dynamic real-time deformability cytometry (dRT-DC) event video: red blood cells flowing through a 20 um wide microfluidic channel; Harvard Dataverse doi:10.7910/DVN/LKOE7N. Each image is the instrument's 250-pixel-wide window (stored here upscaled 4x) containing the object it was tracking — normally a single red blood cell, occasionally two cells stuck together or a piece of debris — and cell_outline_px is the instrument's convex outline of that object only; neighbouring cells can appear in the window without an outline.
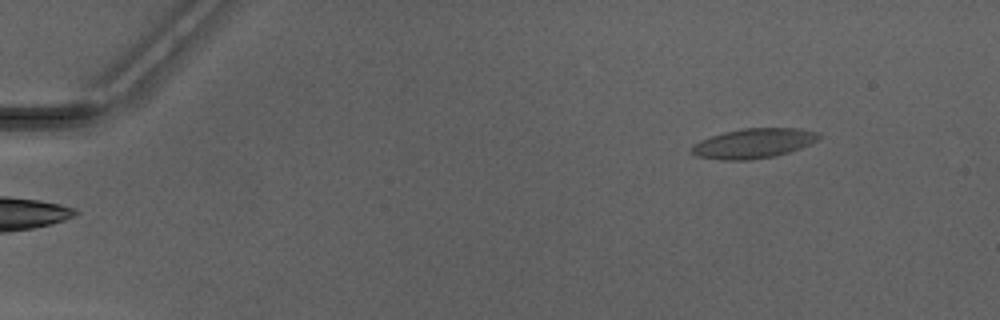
{"species": "Egyptian fruit bat (a non-hibernating species)", "species_latin": "Rousettus aegyptiacus", "temperature_condition": "warm", "stored_images_in_passage": 46, "camera_frame_rate_fps": 3000, "um_per_image_px": 0.085, "animal": {"sex": "male"}, "frame": {"image": 1, "passage_image": 1, "time_ms": 0.0, "image_size_px": [1000, 320], "cell_outline_px": [[820, 140], [812, 144], [776, 156], [748, 160], [720, 160], [696, 156], [688, 152], [688, 148], [700, 140], [724, 132], [744, 128], [796, 128], [820, 132]], "centroid_in_image_um": [64.04, 12.19], "position_along_channel_um": 21.0, "area_um2": 22.37}}
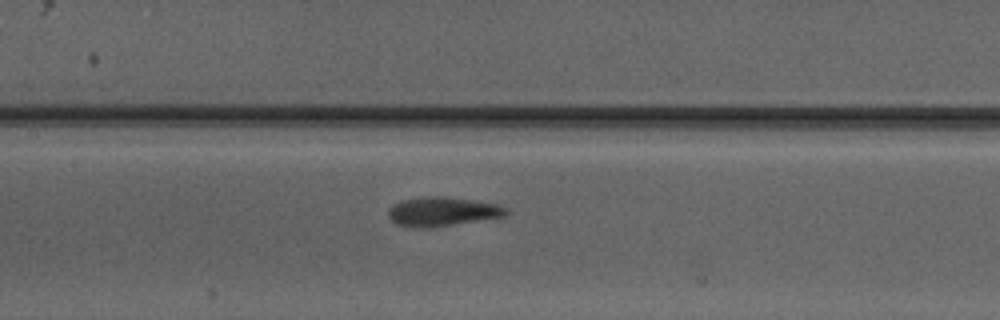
{"frame": {"image": 2, "passage_image": 20, "time_ms": 6.333, "image_size_px": [1000, 320], "cell_outline_px": [[508, 212], [504, 216], [428, 228], [416, 228], [396, 224], [388, 216], [388, 208], [392, 204], [400, 200], [420, 196], [444, 196], [500, 204], [508, 208]], "centroid_in_image_um": [37.55, 17.97], "position_along_channel_um": 169.8, "area_um2": 20.17}}
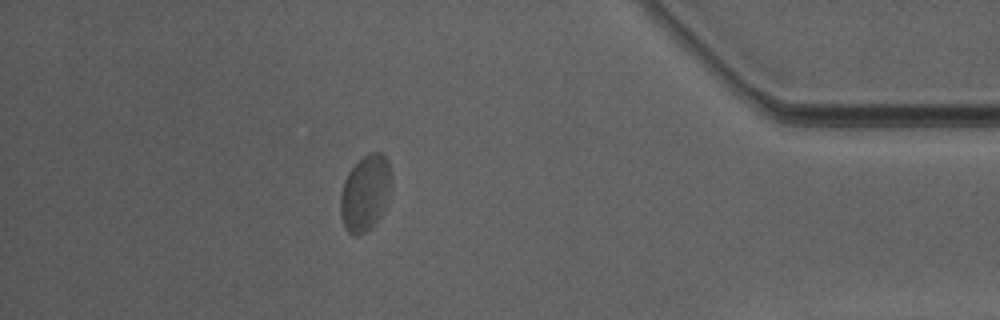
{"frame": {"image": 3, "passage_image": 40, "time_ms": 13.0, "image_size_px": [1000, 320], "cell_outline_px": [[388, 184], [384, 204], [380, 216], [372, 228], [356, 236], [348, 232], [344, 228], [340, 216], [340, 196], [344, 180], [348, 172], [368, 152], [380, 152], [388, 160]], "centroid_in_image_um": [30.96, 16.44], "position_along_channel_um": 404.2, "area_um2": 21.79}, "authors_computed_cell_mechanics": {"area_um2": 20.5768, "velocity_mm_per_s": 4.0912, "shape_relaxation_time_tau1_ms": 3.502, "shape_relaxation_time_tau2_ms": null, "deformation_change_tau1": 0.1161, "deformation_change_tau2": null}}